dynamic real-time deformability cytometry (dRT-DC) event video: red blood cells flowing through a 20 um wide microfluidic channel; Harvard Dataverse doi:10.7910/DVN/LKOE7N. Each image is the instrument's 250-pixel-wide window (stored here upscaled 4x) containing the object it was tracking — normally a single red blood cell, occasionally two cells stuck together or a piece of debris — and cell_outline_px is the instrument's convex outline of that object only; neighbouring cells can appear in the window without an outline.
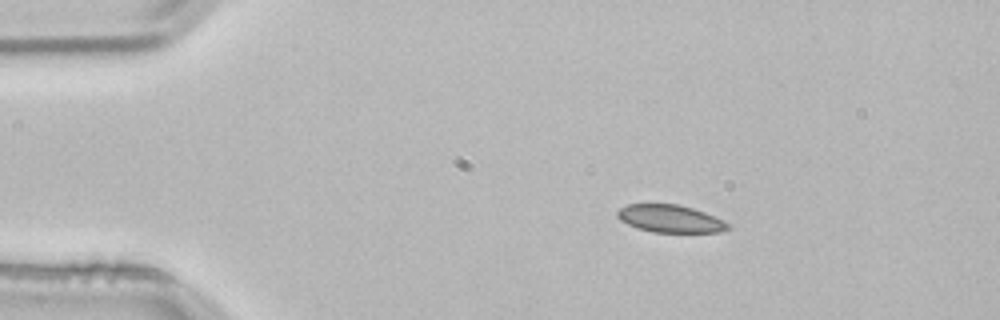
{"species": "common noctule bat (a hibernating species)", "species_latin": "Nyctalus noctula", "temperature_condition": "room temperature", "stored_images_in_passage": 45, "camera_frame_rate_fps": 3000, "um_per_image_px": 0.085, "animal": {"sex": "male", "body_mass_g": 21.5, "forearm_length_mm": 52.0}, "frame": {"image": 1, "passage_image": 1, "time_ms": 0.0, "image_size_px": [1000, 320], "cell_outline_px": [[732, 228], [720, 232], [652, 232], [636, 228], [620, 220], [616, 216], [616, 212], [620, 208], [628, 204], [676, 204], [692, 208], [704, 212], [724, 220]], "centroid_in_image_um": [56.96, 18.59], "position_along_channel_um": 28.0, "area_um2": 17.8}}
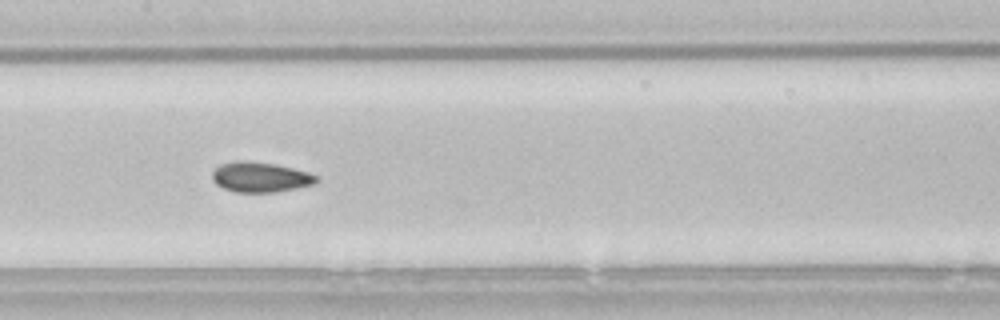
{"frame": {"image": 2, "passage_image": 18, "time_ms": 5.667, "image_size_px": [1000, 320], "cell_outline_px": [[320, 180], [312, 184], [296, 188], [276, 192], [236, 192], [224, 188], [216, 184], [212, 180], [212, 172], [220, 164], [236, 160], [248, 160], [276, 164], [308, 172], [320, 176]], "centroid_in_image_um": [22.13, 15.04], "position_along_channel_um": 185.3, "area_um2": 18.44}}
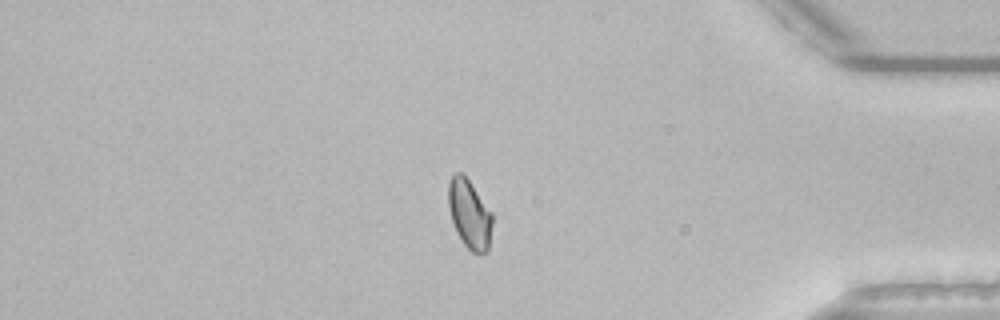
{"frame": {"image": 3, "passage_image": 37, "time_ms": 12.0, "image_size_px": [1000, 320], "cell_outline_px": [[492, 224], [488, 252], [472, 252], [464, 244], [456, 232], [448, 208], [448, 184], [452, 176], [456, 172], [464, 172], [492, 212]], "centroid_in_image_um": [39.9, 18.15], "position_along_channel_um": 395.3, "area_um2": 17.8}, "authors_computed_cell_mechanics": {"area_um2": 18.0336, "velocity_mm_per_s": 3.8211, "shape_relaxation_time_tau1_ms": 5.14, "shape_relaxation_time_tau2_ms": 1.6421, "deformation_change_tau1": 0.0914, "deformation_change_tau2": 0.0403}}